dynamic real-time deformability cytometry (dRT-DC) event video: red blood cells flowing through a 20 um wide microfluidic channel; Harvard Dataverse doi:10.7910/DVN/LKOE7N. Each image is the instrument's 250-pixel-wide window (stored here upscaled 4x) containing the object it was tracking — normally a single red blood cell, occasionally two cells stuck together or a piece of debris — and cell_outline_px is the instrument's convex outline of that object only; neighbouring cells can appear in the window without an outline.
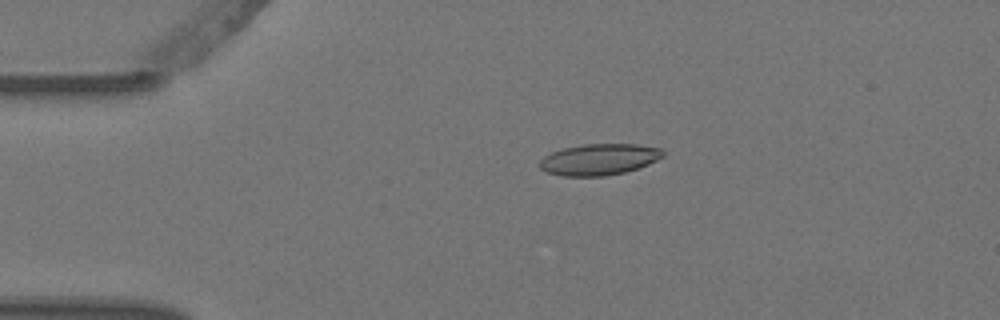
{"species": "Egyptian fruit bat (a non-hibernating species)", "species_latin": "Rousettus aegyptiacus", "temperature_condition": "warm", "stored_images_in_passage": 5, "camera_frame_rate_fps": 3000, "um_per_image_px": 0.085, "animal": {"sex": "female"}, "frame": {"image": 1, "passage_image": 4, "time_ms": 1.0, "image_size_px": [1000, 320], "cell_outline_px": [[664, 156], [648, 164], [624, 172], [604, 176], [564, 176], [548, 172], [540, 168], [536, 164], [544, 156], [552, 152], [564, 148], [584, 144], [636, 144], [664, 148]], "centroid_in_image_um": [50.93, 13.54], "position_along_channel_um": 34.1, "area_um2": 22.48}}